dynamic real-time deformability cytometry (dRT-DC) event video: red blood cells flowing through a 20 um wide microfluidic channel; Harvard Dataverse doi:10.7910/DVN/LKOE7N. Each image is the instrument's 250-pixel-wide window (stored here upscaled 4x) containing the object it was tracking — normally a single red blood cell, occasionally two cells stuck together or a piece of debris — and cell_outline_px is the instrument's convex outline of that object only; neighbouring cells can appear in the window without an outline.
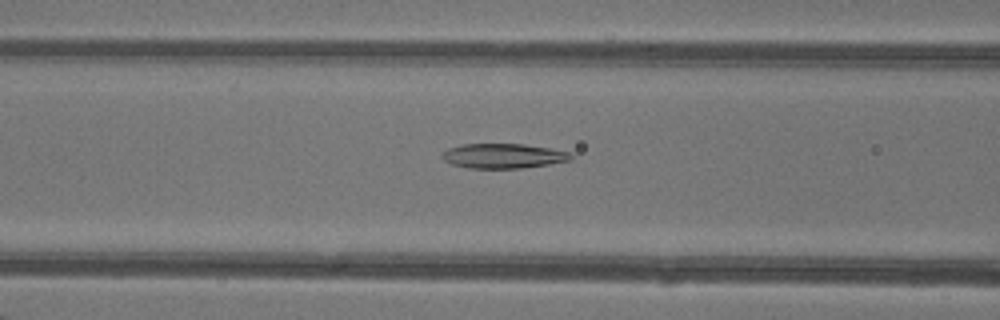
{"species": "common noctule bat (a hibernating species)", "species_latin": "Nyctalus noctula", "temperature_condition": "warm", "stored_images_in_passage": 48, "camera_frame_rate_fps": 3000, "um_per_image_px": 0.085, "animal": {"sex": "female"}, "frame": {"image": 1, "passage_image": 20, "time_ms": 6.333, "image_size_px": [1000, 320], "cell_outline_px": [[572, 160], [548, 164], [520, 168], [468, 168], [452, 164], [444, 160], [440, 156], [448, 148], [460, 144], [524, 144], [548, 148], [568, 152], [572, 156]], "centroid_in_image_um": [42.74, 13.25], "position_along_channel_um": 123.9, "area_um2": 18.44}}
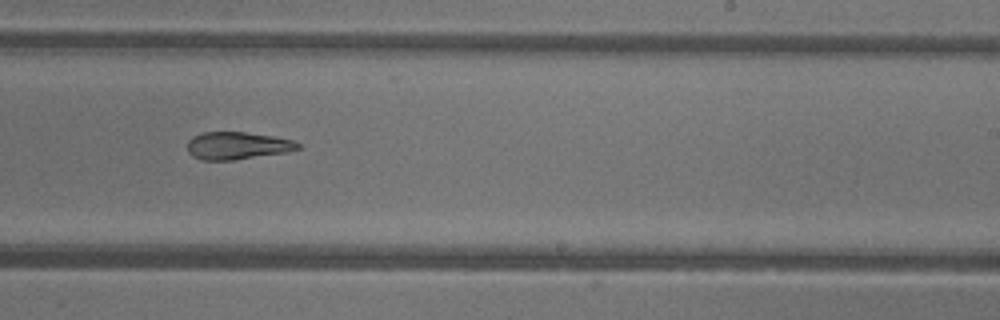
{"frame": {"image": 2, "passage_image": 30, "time_ms": 9.667, "image_size_px": [1000, 320], "cell_outline_px": [[300, 148], [284, 152], [236, 160], [204, 160], [192, 156], [188, 152], [188, 140], [192, 136], [200, 132], [244, 132], [272, 136], [292, 140], [300, 144]], "centroid_in_image_um": [20.12, 12.38], "position_along_channel_um": 268.9, "area_um2": 17.63}}
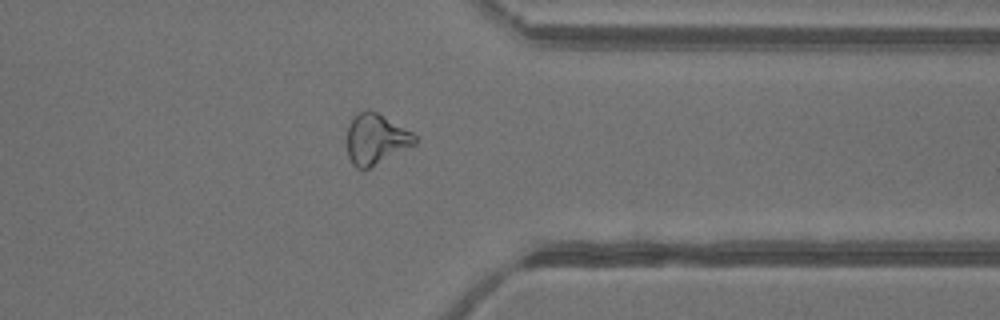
{"frame": {"image": 3, "passage_image": 38, "time_ms": 12.333, "image_size_px": [1000, 320], "cell_outline_px": [[416, 144], [368, 168], [356, 168], [352, 164], [348, 156], [348, 124], [360, 112], [376, 112], [412, 132], [416, 136]], "centroid_in_image_um": [31.95, 11.85], "position_along_channel_um": 379.4, "area_um2": 19.31}, "authors_computed_cell_mechanics": {"area_um2": 20.9236, "velocity_mm_per_s": 4.3543, "shape_relaxation_time_tau1_ms": null, "shape_relaxation_time_tau2_ms": 5.6874, "deformation_change_tau1": null, "deformation_change_tau2": 0.1666}}